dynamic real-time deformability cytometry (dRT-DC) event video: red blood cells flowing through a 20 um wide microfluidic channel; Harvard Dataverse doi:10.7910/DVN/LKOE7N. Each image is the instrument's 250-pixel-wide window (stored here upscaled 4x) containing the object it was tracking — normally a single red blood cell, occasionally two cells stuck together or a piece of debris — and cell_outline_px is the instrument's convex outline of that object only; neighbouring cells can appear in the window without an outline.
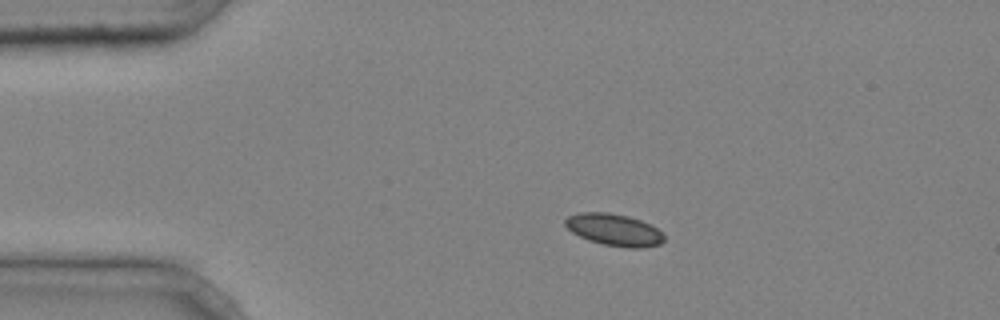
{"species": "common noctule bat (a hibernating species)", "species_latin": "Nyctalus noctula", "temperature_condition": "cold", "stored_images_in_passage": 3, "camera_frame_rate_fps": 3000, "um_per_image_px": 0.085, "animal": {"sex": "male", "body_mass_g": 20.4}, "frame": {"image": 1, "passage_image": 2, "time_ms": 0.333, "image_size_px": [1000, 320], "cell_outline_px": [[664, 240], [660, 244], [644, 248], [628, 248], [604, 244], [588, 240], [572, 232], [564, 224], [564, 220], [568, 216], [580, 212], [608, 212], [628, 216], [652, 224], [664, 236]], "centroid_in_image_um": [52.2, 19.53], "position_along_channel_um": 32.8, "area_um2": 18.44}}